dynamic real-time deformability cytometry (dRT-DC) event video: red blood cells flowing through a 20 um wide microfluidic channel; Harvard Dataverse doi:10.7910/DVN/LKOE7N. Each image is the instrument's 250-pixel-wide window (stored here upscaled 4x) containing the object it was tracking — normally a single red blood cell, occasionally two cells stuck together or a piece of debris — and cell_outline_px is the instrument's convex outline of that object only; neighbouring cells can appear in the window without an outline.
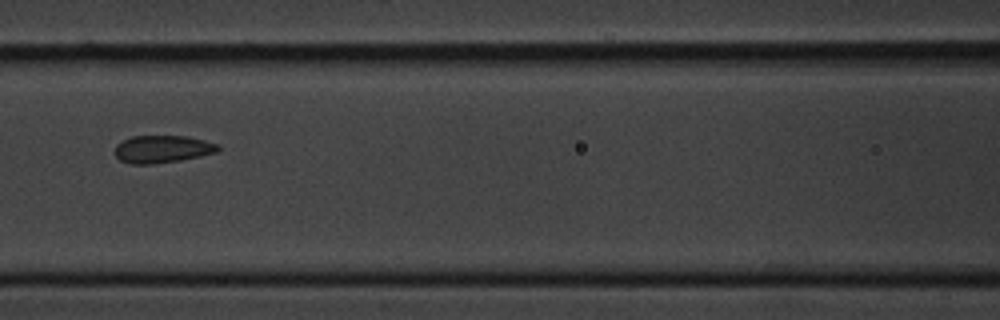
{"species": "common noctule bat (a hibernating species)", "species_latin": "Nyctalus noctula", "temperature_condition": "cold", "stored_images_in_passage": 5, "camera_frame_rate_fps": 3000, "um_per_image_px": 0.085, "animal": {"sex": "male", "body_mass_g": 20.1, "forearm_length_mm": 53.5}, "frame": {"image": 1, "passage_image": 3, "time_ms": 2.333, "image_size_px": [1000, 320], "cell_outline_px": [[220, 148], [216, 152], [200, 156], [180, 160], [152, 164], [132, 164], [120, 160], [116, 156], [116, 144], [132, 136], [188, 136], [220, 144]], "centroid_in_image_um": [13.82, 12.67], "position_along_channel_um": 152.8, "area_um2": 16.47}}
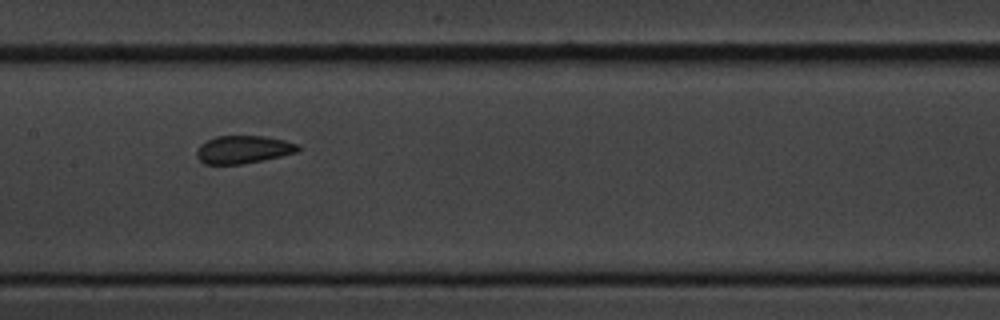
{"frame": {"image": 2, "passage_image": 4, "time_ms": 3.333, "image_size_px": [1000, 320], "cell_outline_px": [[300, 148], [296, 152], [280, 156], [240, 164], [204, 164], [196, 156], [196, 148], [200, 144], [216, 136], [264, 136], [284, 140], [300, 144]], "centroid_in_image_um": [20.65, 12.7], "position_along_channel_um": 186.7, "area_um2": 16.36}}
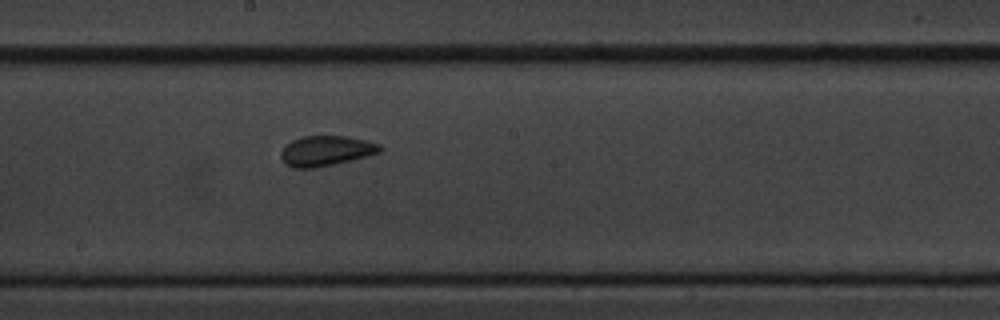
{"frame": {"image": 3, "passage_image": 5, "time_ms": 4.333, "image_size_px": [1000, 320], "cell_outline_px": [[384, 148], [380, 152], [332, 164], [312, 168], [292, 168], [284, 164], [280, 156], [280, 152], [292, 140], [304, 136], [348, 136], [380, 144]], "centroid_in_image_um": [27.68, 12.81], "position_along_channel_um": 220.5, "area_um2": 17.17}}